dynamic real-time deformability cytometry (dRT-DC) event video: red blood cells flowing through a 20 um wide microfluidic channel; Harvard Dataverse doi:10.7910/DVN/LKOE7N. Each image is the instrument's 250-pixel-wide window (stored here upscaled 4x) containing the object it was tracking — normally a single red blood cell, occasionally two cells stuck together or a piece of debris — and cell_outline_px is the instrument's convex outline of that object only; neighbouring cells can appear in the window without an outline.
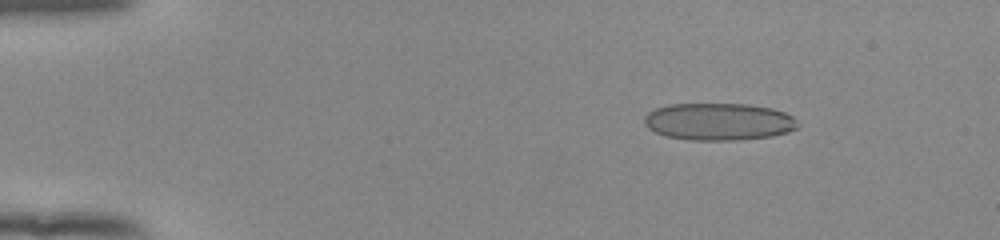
{"species": "human", "species_latin": "Homo sapiens", "temperature_condition": "room temperature", "stored_images_in_passage": 53, "camera_frame_rate_fps": 3000, "um_per_image_px": 0.085, "donor": {"sex": "female"}, "frame": {"image": 1, "passage_image": 8, "time_ms": 2.333, "image_size_px": [1000, 240], "cell_outline_px": [[800, 124], [796, 128], [788, 132], [772, 136], [736, 140], [688, 140], [664, 136], [648, 128], [644, 124], [644, 116], [648, 112], [656, 108], [668, 104], [748, 104], [772, 108], [784, 112], [792, 116]], "centroid_in_image_um": [61.08, 10.34], "position_along_channel_um": 23.9, "area_um2": 33.52}}
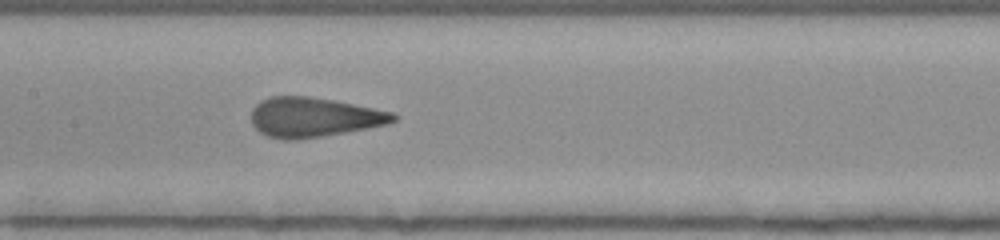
{"frame": {"image": 2, "passage_image": 27, "time_ms": 8.667, "image_size_px": [1000, 240], "cell_outline_px": [[400, 116], [396, 120], [388, 124], [368, 128], [296, 140], [284, 140], [268, 136], [260, 132], [252, 124], [252, 108], [260, 100], [272, 96], [308, 96], [332, 100], [392, 112]], "centroid_in_image_um": [26.65, 9.96], "position_along_channel_um": 180.7, "area_um2": 32.6}}
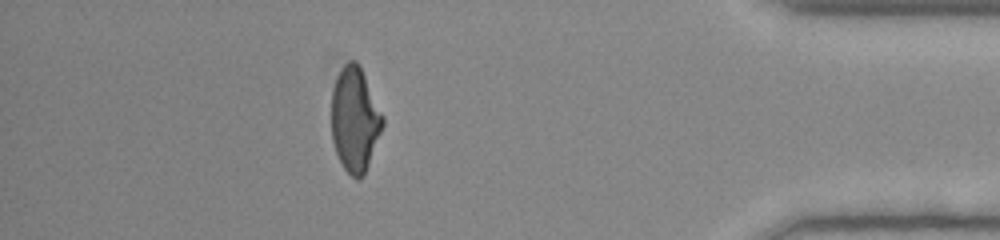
{"frame": {"image": 3, "passage_image": 47, "time_ms": 15.333, "image_size_px": [1000, 240], "cell_outline_px": [[384, 124], [364, 176], [356, 180], [344, 168], [336, 152], [332, 140], [332, 88], [336, 76], [340, 68], [348, 60], [356, 60], [384, 116]], "centroid_in_image_um": [30.16, 10.15], "position_along_channel_um": 405.0, "area_um2": 31.1}, "authors_computed_cell_mechanics": {"area_um2": 32.8882, "velocity_mm_per_s": 3.9543, "shape_relaxation_time_tau1_ms": 7.6797, "shape_relaxation_time_tau2_ms": null, "deformation_change_tau1": 0.2211, "deformation_change_tau2": null}}